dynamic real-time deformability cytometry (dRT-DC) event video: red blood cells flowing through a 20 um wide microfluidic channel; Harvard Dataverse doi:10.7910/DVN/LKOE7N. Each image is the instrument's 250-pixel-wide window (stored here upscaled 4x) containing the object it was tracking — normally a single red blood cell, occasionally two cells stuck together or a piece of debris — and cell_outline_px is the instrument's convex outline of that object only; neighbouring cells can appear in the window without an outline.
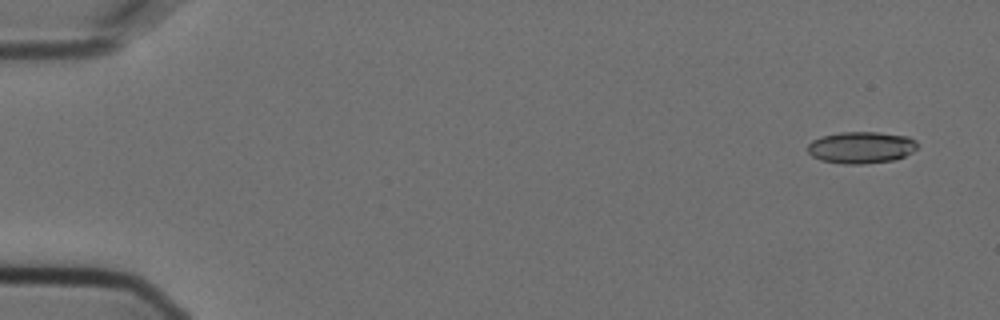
{"species": "Egyptian fruit bat (a non-hibernating species)", "species_latin": "Rousettus aegyptiacus", "temperature_condition": "cold", "stored_images_in_passage": 9, "camera_frame_rate_fps": 3000, "um_per_image_px": 0.085, "animal": {"sex": "female"}, "frame": {"image": 1, "passage_image": 1, "time_ms": 0.0, "image_size_px": [1000, 320], "cell_outline_px": [[916, 148], [912, 152], [904, 156], [892, 160], [860, 164], [844, 164], [820, 160], [812, 156], [808, 152], [808, 144], [812, 140], [824, 136], [840, 132], [880, 132], [908, 136], [916, 140]], "centroid_in_image_um": [73.19, 12.53], "position_along_channel_um": 11.8, "area_um2": 20.23}}
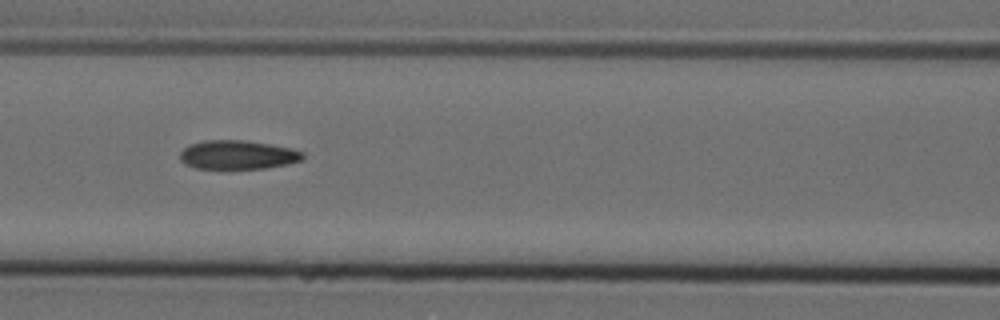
{"frame": {"image": 2, "passage_image": 6, "time_ms": 1.667, "image_size_px": [1000, 320], "cell_outline_px": [[304, 156], [300, 160], [288, 164], [268, 168], [224, 172], [196, 168], [184, 164], [180, 160], [180, 152], [184, 148], [192, 144], [204, 140], [244, 140], [272, 144], [292, 148], [304, 152]], "centroid_in_image_um": [20.19, 13.21], "position_along_channel_um": 146.4, "area_um2": 21.73}}
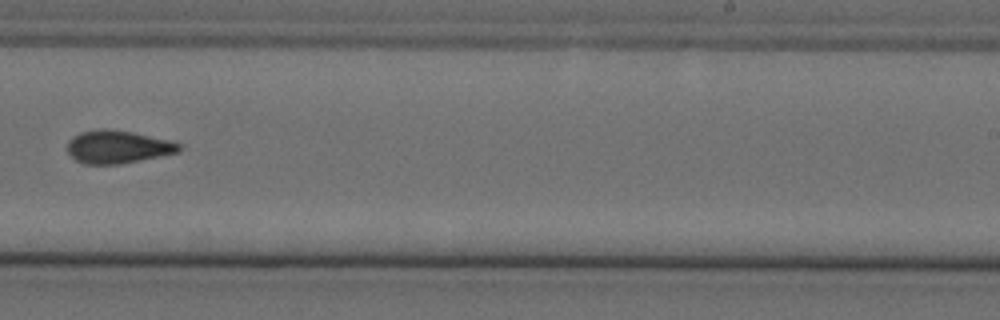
{"frame": {"image": 3, "passage_image": 9, "time_ms": 2.667, "image_size_px": [1000, 320], "cell_outline_px": [[180, 152], [120, 164], [84, 164], [76, 160], [68, 152], [68, 140], [72, 136], [80, 132], [100, 128], [108, 128], [132, 132], [168, 140], [180, 144]], "centroid_in_image_um": [9.97, 12.48], "position_along_channel_um": 279.0, "area_um2": 21.39}}